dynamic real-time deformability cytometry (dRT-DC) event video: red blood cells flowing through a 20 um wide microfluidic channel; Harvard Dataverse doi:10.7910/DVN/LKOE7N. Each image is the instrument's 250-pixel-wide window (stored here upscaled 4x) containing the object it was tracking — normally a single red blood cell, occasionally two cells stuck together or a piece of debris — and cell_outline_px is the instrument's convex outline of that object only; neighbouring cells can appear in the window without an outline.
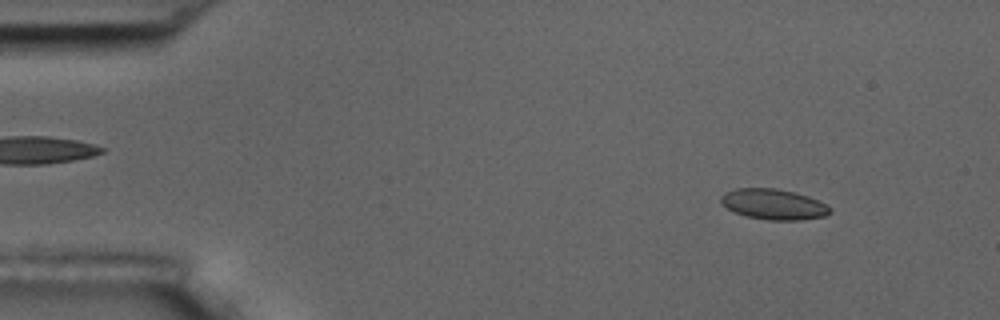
{"species": "common noctule bat (a hibernating species)", "species_latin": "Nyctalus noctula", "temperature_condition": "room temperature", "stored_images_in_passage": 7, "camera_frame_rate_fps": 3000, "um_per_image_px": 0.085, "animal": {"sex": "male", "body_mass_g": 17.5, "forearm_length_mm": 52.3}, "frame": {"image": 1, "passage_image": 2, "time_ms": 1.333, "image_size_px": [1000, 320], "cell_outline_px": [[832, 212], [824, 216], [800, 220], [768, 220], [744, 216], [728, 208], [720, 200], [720, 196], [724, 192], [736, 188], [776, 188], [808, 196], [832, 208]], "centroid_in_image_um": [65.74, 17.36], "position_along_channel_um": 19.3, "area_um2": 19.31}}
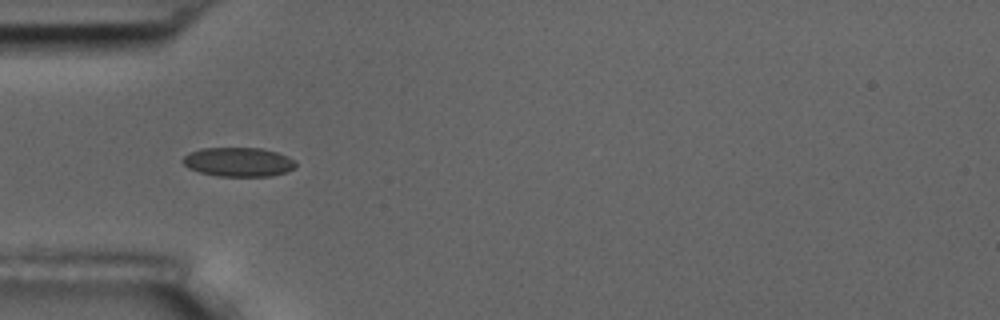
{"frame": {"image": 2, "passage_image": 5, "time_ms": 5.0, "image_size_px": [1000, 320], "cell_outline_px": [[296, 164], [292, 168], [284, 172], [272, 176], [216, 176], [200, 172], [188, 168], [180, 160], [188, 152], [200, 148], [260, 148], [276, 152], [288, 156]], "centroid_in_image_um": [20.2, 13.76], "position_along_channel_um": 64.8, "area_um2": 19.13}}